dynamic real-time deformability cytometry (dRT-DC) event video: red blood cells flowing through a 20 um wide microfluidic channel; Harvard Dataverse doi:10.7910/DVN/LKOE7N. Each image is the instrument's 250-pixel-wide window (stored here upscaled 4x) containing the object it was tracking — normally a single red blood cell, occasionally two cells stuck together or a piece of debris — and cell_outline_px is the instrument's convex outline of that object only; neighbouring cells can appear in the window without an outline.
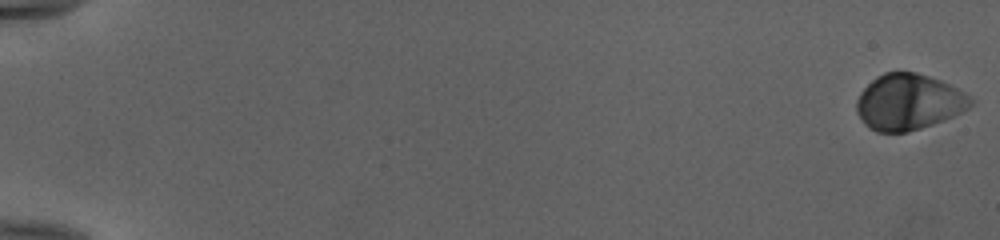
{"species": "human", "species_latin": "Homo sapiens", "temperature_condition": "cold", "stored_images_in_passage": 18, "camera_frame_rate_fps": 3000, "um_per_image_px": 0.085, "donor": {"sex": "female"}, "frame": {"image": 1, "passage_image": 1, "time_ms": 0.0, "image_size_px": [1000, 240], "cell_outline_px": [[972, 104], [968, 108], [944, 120], [908, 132], [876, 132], [868, 128], [864, 124], [856, 112], [856, 100], [860, 92], [876, 76], [884, 72], [916, 72], [940, 80], [956, 88], [968, 96], [972, 100]], "centroid_in_image_um": [77.17, 8.68], "position_along_channel_um": 7.8, "area_um2": 36.99}}
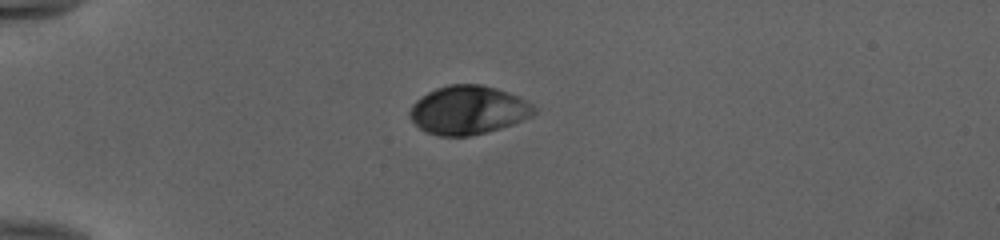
{"frame": {"image": 2, "passage_image": 16, "time_ms": 5.0, "image_size_px": [1000, 240], "cell_outline_px": [[536, 112], [532, 116], [512, 124], [500, 128], [468, 136], [440, 136], [424, 132], [412, 120], [408, 112], [412, 104], [416, 100], [428, 92], [436, 88], [448, 84], [480, 84], [496, 88], [508, 92], [532, 104], [536, 108]], "centroid_in_image_um": [39.77, 9.35], "position_along_channel_um": 45.2, "area_um2": 35.08}}